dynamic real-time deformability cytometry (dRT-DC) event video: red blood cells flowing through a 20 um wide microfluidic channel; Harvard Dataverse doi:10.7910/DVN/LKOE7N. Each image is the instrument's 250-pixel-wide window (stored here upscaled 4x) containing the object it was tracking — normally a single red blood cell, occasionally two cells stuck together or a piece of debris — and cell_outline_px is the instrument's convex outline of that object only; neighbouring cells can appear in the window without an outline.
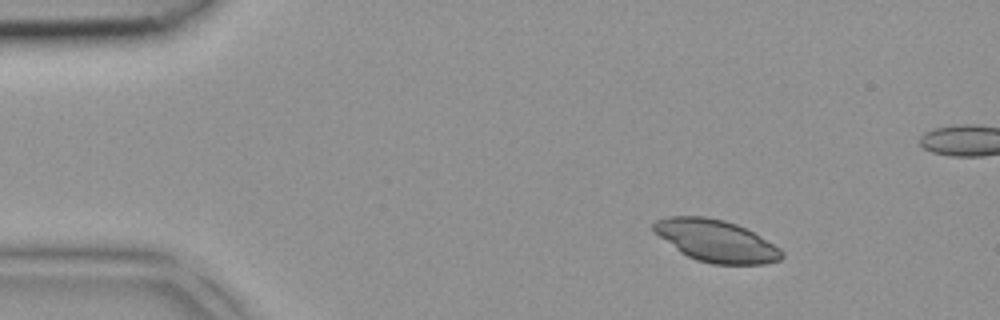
{"species": "common noctule bat (a hibernating species)", "species_latin": "Nyctalus noctula", "temperature_condition": "room temperature", "stored_images_in_passage": 4, "camera_frame_rate_fps": 3000, "um_per_image_px": 0.085, "animal": {"sex": "female", "body_mass_g": 18.4}, "frame": {"image": 1, "passage_image": 1, "time_ms": 0.0, "image_size_px": [1000, 320], "cell_outline_px": [[784, 256], [780, 260], [764, 264], [712, 264], [696, 260], [680, 252], [660, 236], [652, 228], [652, 224], [656, 220], [668, 216], [704, 216], [724, 220], [736, 224], [760, 236], [780, 248], [784, 252]], "centroid_in_image_um": [60.87, 20.47], "position_along_channel_um": 24.1, "area_um2": 31.15}}